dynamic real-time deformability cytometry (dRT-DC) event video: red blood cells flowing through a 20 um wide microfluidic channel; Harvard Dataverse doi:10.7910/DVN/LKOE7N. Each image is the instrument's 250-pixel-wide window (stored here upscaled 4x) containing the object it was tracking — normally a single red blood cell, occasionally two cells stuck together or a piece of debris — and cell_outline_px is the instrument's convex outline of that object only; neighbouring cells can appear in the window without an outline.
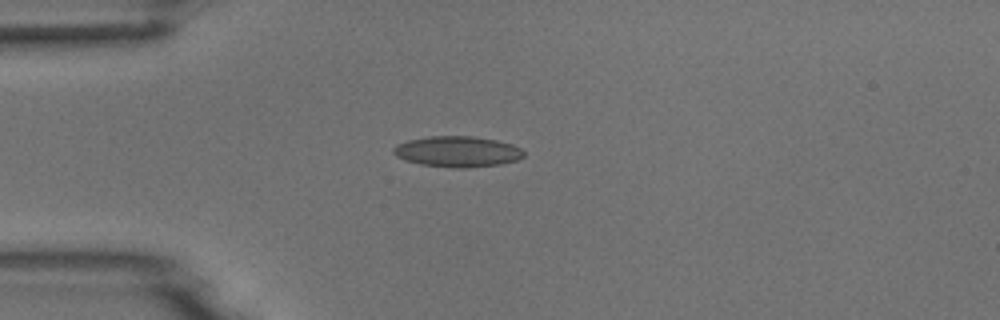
{"species": "common noctule bat (a hibernating species)", "species_latin": "Nyctalus noctula", "temperature_condition": "room temperature", "stored_images_in_passage": 1, "camera_frame_rate_fps": 3000, "um_per_image_px": 0.085, "animal": {"sex": "male", "body_mass_g": 18.8}, "frame": {"image": 1, "passage_image": 1, "time_ms": 0.0, "image_size_px": [1000, 320], "cell_outline_px": [[524, 156], [516, 160], [500, 164], [468, 168], [452, 168], [420, 164], [404, 160], [396, 156], [392, 152], [392, 148], [396, 144], [408, 140], [428, 136], [472, 136], [496, 140], [512, 144], [520, 148], [524, 152]], "centroid_in_image_um": [38.85, 12.89], "position_along_channel_um": 46.2, "area_um2": 23.52}}